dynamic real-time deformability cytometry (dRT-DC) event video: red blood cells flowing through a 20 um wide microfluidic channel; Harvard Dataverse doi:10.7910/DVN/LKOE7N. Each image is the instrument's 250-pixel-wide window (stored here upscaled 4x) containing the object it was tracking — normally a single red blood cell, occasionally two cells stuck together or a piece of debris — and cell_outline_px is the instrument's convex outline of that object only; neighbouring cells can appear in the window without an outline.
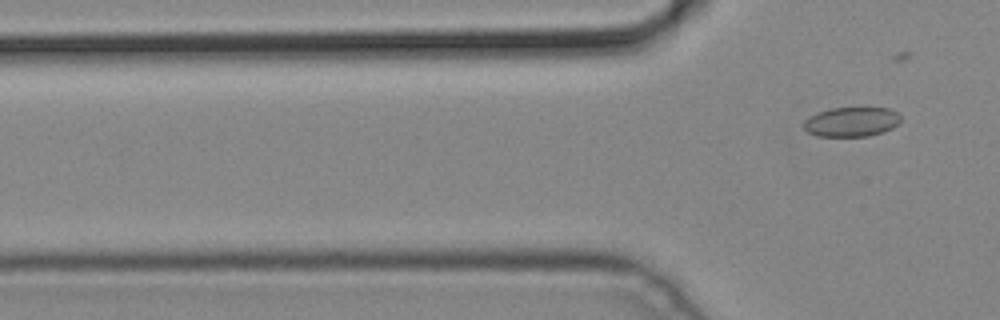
{"species": "common noctule bat (a hibernating species)", "species_latin": "Nyctalus noctula", "temperature_condition": "cold", "stored_images_in_passage": 5, "camera_frame_rate_fps": 3000, "um_per_image_px": 0.085, "animal": {"sex": "male", "body_mass_g": 19.2, "forearm_length_mm": 51.8}, "frame": {"image": 1, "passage_image": 5, "time_ms": 1.333, "image_size_px": [1000, 320], "cell_outline_px": [[900, 124], [892, 128], [868, 136], [816, 136], [808, 132], [804, 128], [804, 120], [808, 116], [816, 112], [832, 108], [860, 104], [888, 108], [896, 112], [900, 116]], "centroid_in_image_um": [72.39, 10.29], "position_along_channel_um": 53.4, "area_um2": 17.51}}